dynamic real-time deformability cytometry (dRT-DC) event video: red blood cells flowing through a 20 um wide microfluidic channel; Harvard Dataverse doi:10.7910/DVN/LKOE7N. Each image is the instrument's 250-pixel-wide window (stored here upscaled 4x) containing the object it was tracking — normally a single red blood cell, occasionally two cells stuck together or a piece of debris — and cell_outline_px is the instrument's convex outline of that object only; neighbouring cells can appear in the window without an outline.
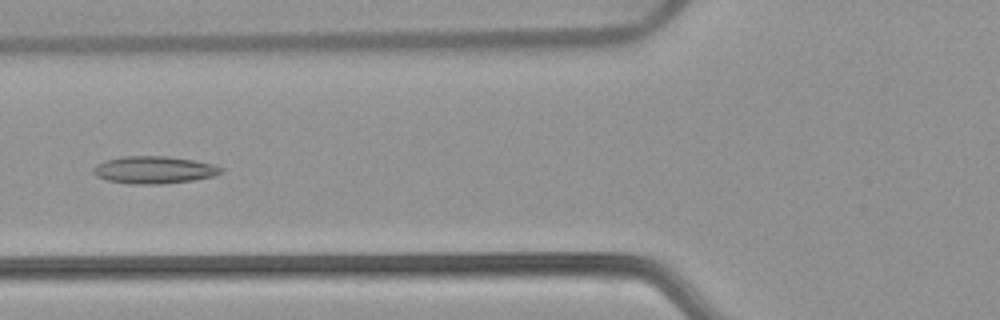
{"species": "common noctule bat (a hibernating species)", "species_latin": "Nyctalus noctula", "temperature_condition": "warm", "stored_images_in_passage": 53, "camera_frame_rate_fps": 3000, "um_per_image_px": 0.085, "animal": {"sex": "female", "body_mass_g": 22.7, "forearm_length_mm": 54.2}, "frame": {"image": 1, "passage_image": 21, "time_ms": 6.667, "image_size_px": [1000, 320], "cell_outline_px": [[224, 172], [212, 176], [192, 180], [160, 184], [128, 184], [108, 180], [96, 176], [92, 172], [92, 168], [96, 164], [104, 160], [124, 156], [168, 156], [192, 160], [212, 164], [224, 168]], "centroid_in_image_um": [13.06, 14.44], "position_along_channel_um": 112.7, "area_um2": 20.4}}
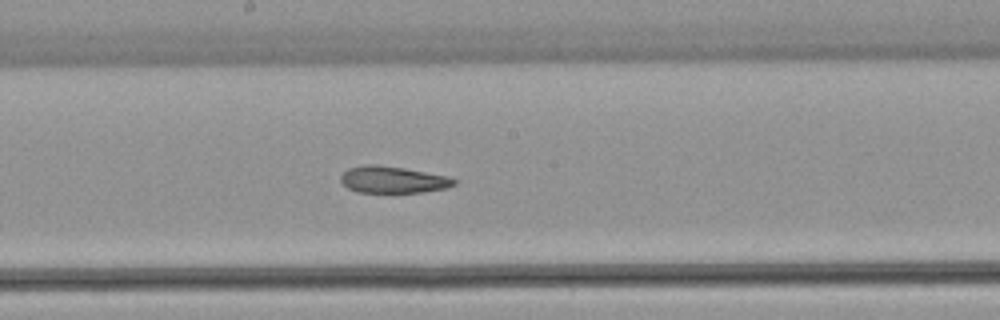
{"frame": {"image": 2, "passage_image": 29, "time_ms": 9.333, "image_size_px": [1000, 320], "cell_outline_px": [[460, 180], [456, 184], [448, 188], [420, 192], [356, 192], [348, 188], [340, 180], [340, 176], [348, 168], [364, 164], [376, 164], [404, 168], [448, 176]], "centroid_in_image_um": [33.42, 15.26], "position_along_channel_um": 214.8, "area_um2": 17.8}}
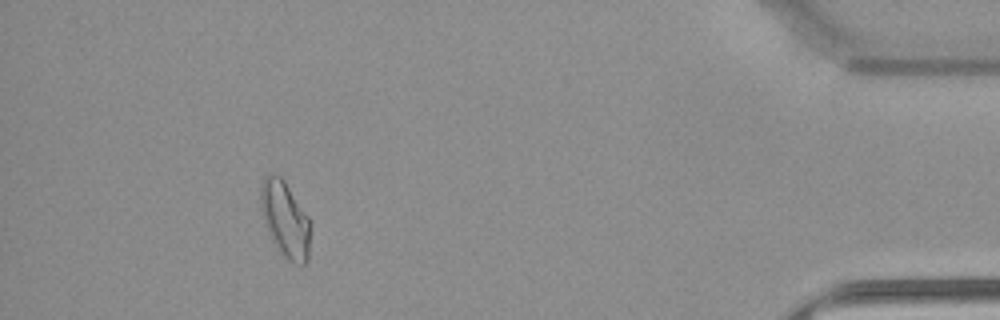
{"frame": {"image": 3, "passage_image": 49, "time_ms": 16.0, "image_size_px": [1000, 320], "cell_outline_px": [[312, 224], [308, 260], [300, 268], [288, 260], [280, 252], [272, 240], [264, 224], [260, 204], [260, 184], [264, 176], [268, 172], [280, 176], [284, 180], [308, 216]], "centroid_in_image_um": [24.25, 18.66], "position_along_channel_um": 411.0, "area_um2": 22.6}, "authors_computed_cell_mechanics": {"area_um2": 20.4034, "velocity_mm_per_s": 3.8326, "shape_relaxation_time_tau1_ms": null, "shape_relaxation_time_tau2_ms": 3.3852, "deformation_change_tau1": null, "deformation_change_tau2": 0.1152}}